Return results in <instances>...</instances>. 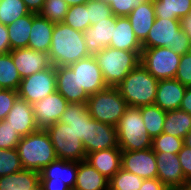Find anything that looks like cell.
I'll return each instance as SVG.
<instances>
[{
    "mask_svg": "<svg viewBox=\"0 0 191 190\" xmlns=\"http://www.w3.org/2000/svg\"><path fill=\"white\" fill-rule=\"evenodd\" d=\"M115 147H119L116 127L90 116L87 119L86 138H84L86 154Z\"/></svg>",
    "mask_w": 191,
    "mask_h": 190,
    "instance_id": "12",
    "label": "cell"
},
{
    "mask_svg": "<svg viewBox=\"0 0 191 190\" xmlns=\"http://www.w3.org/2000/svg\"><path fill=\"white\" fill-rule=\"evenodd\" d=\"M115 21L116 16L112 15L101 22L89 26L83 32L86 48L90 55H95L102 49L109 47Z\"/></svg>",
    "mask_w": 191,
    "mask_h": 190,
    "instance_id": "20",
    "label": "cell"
},
{
    "mask_svg": "<svg viewBox=\"0 0 191 190\" xmlns=\"http://www.w3.org/2000/svg\"><path fill=\"white\" fill-rule=\"evenodd\" d=\"M78 162L56 159L40 172V190H73Z\"/></svg>",
    "mask_w": 191,
    "mask_h": 190,
    "instance_id": "10",
    "label": "cell"
},
{
    "mask_svg": "<svg viewBox=\"0 0 191 190\" xmlns=\"http://www.w3.org/2000/svg\"><path fill=\"white\" fill-rule=\"evenodd\" d=\"M4 120L18 132L20 137H25L39 129L35 122L32 104L19 97Z\"/></svg>",
    "mask_w": 191,
    "mask_h": 190,
    "instance_id": "19",
    "label": "cell"
},
{
    "mask_svg": "<svg viewBox=\"0 0 191 190\" xmlns=\"http://www.w3.org/2000/svg\"><path fill=\"white\" fill-rule=\"evenodd\" d=\"M110 6L114 16H128L131 11L147 0H99Z\"/></svg>",
    "mask_w": 191,
    "mask_h": 190,
    "instance_id": "42",
    "label": "cell"
},
{
    "mask_svg": "<svg viewBox=\"0 0 191 190\" xmlns=\"http://www.w3.org/2000/svg\"><path fill=\"white\" fill-rule=\"evenodd\" d=\"M33 13L22 16L7 26L11 50L28 48Z\"/></svg>",
    "mask_w": 191,
    "mask_h": 190,
    "instance_id": "30",
    "label": "cell"
},
{
    "mask_svg": "<svg viewBox=\"0 0 191 190\" xmlns=\"http://www.w3.org/2000/svg\"><path fill=\"white\" fill-rule=\"evenodd\" d=\"M156 18L182 19L190 13L191 0H153Z\"/></svg>",
    "mask_w": 191,
    "mask_h": 190,
    "instance_id": "31",
    "label": "cell"
},
{
    "mask_svg": "<svg viewBox=\"0 0 191 190\" xmlns=\"http://www.w3.org/2000/svg\"><path fill=\"white\" fill-rule=\"evenodd\" d=\"M128 107L117 87L108 86L89 96L87 109L90 116L102 123L117 126Z\"/></svg>",
    "mask_w": 191,
    "mask_h": 190,
    "instance_id": "7",
    "label": "cell"
},
{
    "mask_svg": "<svg viewBox=\"0 0 191 190\" xmlns=\"http://www.w3.org/2000/svg\"><path fill=\"white\" fill-rule=\"evenodd\" d=\"M141 116L144 126L152 139L163 133V125L166 117V111L157 105L140 106Z\"/></svg>",
    "mask_w": 191,
    "mask_h": 190,
    "instance_id": "32",
    "label": "cell"
},
{
    "mask_svg": "<svg viewBox=\"0 0 191 190\" xmlns=\"http://www.w3.org/2000/svg\"><path fill=\"white\" fill-rule=\"evenodd\" d=\"M157 178L170 190H184L189 183L185 180L178 154L155 152Z\"/></svg>",
    "mask_w": 191,
    "mask_h": 190,
    "instance_id": "13",
    "label": "cell"
},
{
    "mask_svg": "<svg viewBox=\"0 0 191 190\" xmlns=\"http://www.w3.org/2000/svg\"><path fill=\"white\" fill-rule=\"evenodd\" d=\"M178 157L180 165L185 177V180L191 183V148L182 146L181 150L178 152Z\"/></svg>",
    "mask_w": 191,
    "mask_h": 190,
    "instance_id": "45",
    "label": "cell"
},
{
    "mask_svg": "<svg viewBox=\"0 0 191 190\" xmlns=\"http://www.w3.org/2000/svg\"><path fill=\"white\" fill-rule=\"evenodd\" d=\"M69 102L58 92L47 95L32 104L35 122L39 129H46L59 121Z\"/></svg>",
    "mask_w": 191,
    "mask_h": 190,
    "instance_id": "15",
    "label": "cell"
},
{
    "mask_svg": "<svg viewBox=\"0 0 191 190\" xmlns=\"http://www.w3.org/2000/svg\"><path fill=\"white\" fill-rule=\"evenodd\" d=\"M184 190H191V183Z\"/></svg>",
    "mask_w": 191,
    "mask_h": 190,
    "instance_id": "53",
    "label": "cell"
},
{
    "mask_svg": "<svg viewBox=\"0 0 191 190\" xmlns=\"http://www.w3.org/2000/svg\"><path fill=\"white\" fill-rule=\"evenodd\" d=\"M127 17L130 20L135 37L142 43L147 38L155 20L153 0L145 1L133 9Z\"/></svg>",
    "mask_w": 191,
    "mask_h": 190,
    "instance_id": "25",
    "label": "cell"
},
{
    "mask_svg": "<svg viewBox=\"0 0 191 190\" xmlns=\"http://www.w3.org/2000/svg\"><path fill=\"white\" fill-rule=\"evenodd\" d=\"M18 96L33 104L56 91L55 66L38 71L21 80Z\"/></svg>",
    "mask_w": 191,
    "mask_h": 190,
    "instance_id": "11",
    "label": "cell"
},
{
    "mask_svg": "<svg viewBox=\"0 0 191 190\" xmlns=\"http://www.w3.org/2000/svg\"><path fill=\"white\" fill-rule=\"evenodd\" d=\"M180 57L169 47L142 48L140 63L157 80L174 79Z\"/></svg>",
    "mask_w": 191,
    "mask_h": 190,
    "instance_id": "9",
    "label": "cell"
},
{
    "mask_svg": "<svg viewBox=\"0 0 191 190\" xmlns=\"http://www.w3.org/2000/svg\"><path fill=\"white\" fill-rule=\"evenodd\" d=\"M88 15L90 26L103 21L113 15L109 5L99 0L88 1Z\"/></svg>",
    "mask_w": 191,
    "mask_h": 190,
    "instance_id": "40",
    "label": "cell"
},
{
    "mask_svg": "<svg viewBox=\"0 0 191 190\" xmlns=\"http://www.w3.org/2000/svg\"><path fill=\"white\" fill-rule=\"evenodd\" d=\"M183 145L191 148V131H189L183 139Z\"/></svg>",
    "mask_w": 191,
    "mask_h": 190,
    "instance_id": "51",
    "label": "cell"
},
{
    "mask_svg": "<svg viewBox=\"0 0 191 190\" xmlns=\"http://www.w3.org/2000/svg\"><path fill=\"white\" fill-rule=\"evenodd\" d=\"M22 78L10 53L0 54V85L4 89L17 91Z\"/></svg>",
    "mask_w": 191,
    "mask_h": 190,
    "instance_id": "33",
    "label": "cell"
},
{
    "mask_svg": "<svg viewBox=\"0 0 191 190\" xmlns=\"http://www.w3.org/2000/svg\"><path fill=\"white\" fill-rule=\"evenodd\" d=\"M18 91L3 89L0 92V121L4 120L18 98Z\"/></svg>",
    "mask_w": 191,
    "mask_h": 190,
    "instance_id": "44",
    "label": "cell"
},
{
    "mask_svg": "<svg viewBox=\"0 0 191 190\" xmlns=\"http://www.w3.org/2000/svg\"><path fill=\"white\" fill-rule=\"evenodd\" d=\"M90 117L87 103H69L61 114L59 121L70 126L84 145L86 138L87 119Z\"/></svg>",
    "mask_w": 191,
    "mask_h": 190,
    "instance_id": "26",
    "label": "cell"
},
{
    "mask_svg": "<svg viewBox=\"0 0 191 190\" xmlns=\"http://www.w3.org/2000/svg\"><path fill=\"white\" fill-rule=\"evenodd\" d=\"M11 51L8 29L6 25L0 24V54Z\"/></svg>",
    "mask_w": 191,
    "mask_h": 190,
    "instance_id": "46",
    "label": "cell"
},
{
    "mask_svg": "<svg viewBox=\"0 0 191 190\" xmlns=\"http://www.w3.org/2000/svg\"><path fill=\"white\" fill-rule=\"evenodd\" d=\"M0 190H40V174L37 171L22 169L1 176Z\"/></svg>",
    "mask_w": 191,
    "mask_h": 190,
    "instance_id": "28",
    "label": "cell"
},
{
    "mask_svg": "<svg viewBox=\"0 0 191 190\" xmlns=\"http://www.w3.org/2000/svg\"><path fill=\"white\" fill-rule=\"evenodd\" d=\"M186 88L176 79L159 80L154 104L165 111L180 109Z\"/></svg>",
    "mask_w": 191,
    "mask_h": 190,
    "instance_id": "22",
    "label": "cell"
},
{
    "mask_svg": "<svg viewBox=\"0 0 191 190\" xmlns=\"http://www.w3.org/2000/svg\"><path fill=\"white\" fill-rule=\"evenodd\" d=\"M21 139L20 135L14 130L6 120L0 121V148L15 149Z\"/></svg>",
    "mask_w": 191,
    "mask_h": 190,
    "instance_id": "41",
    "label": "cell"
},
{
    "mask_svg": "<svg viewBox=\"0 0 191 190\" xmlns=\"http://www.w3.org/2000/svg\"><path fill=\"white\" fill-rule=\"evenodd\" d=\"M45 130L54 146L57 159L74 162L85 160L86 152L83 142L77 138L69 125L58 121Z\"/></svg>",
    "mask_w": 191,
    "mask_h": 190,
    "instance_id": "8",
    "label": "cell"
},
{
    "mask_svg": "<svg viewBox=\"0 0 191 190\" xmlns=\"http://www.w3.org/2000/svg\"><path fill=\"white\" fill-rule=\"evenodd\" d=\"M49 59L53 66H70L89 57L83 32L64 22L54 23Z\"/></svg>",
    "mask_w": 191,
    "mask_h": 190,
    "instance_id": "1",
    "label": "cell"
},
{
    "mask_svg": "<svg viewBox=\"0 0 191 190\" xmlns=\"http://www.w3.org/2000/svg\"><path fill=\"white\" fill-rule=\"evenodd\" d=\"M23 169L40 172L49 163L55 161L54 146L45 129H38L21 137L16 147Z\"/></svg>",
    "mask_w": 191,
    "mask_h": 190,
    "instance_id": "2",
    "label": "cell"
},
{
    "mask_svg": "<svg viewBox=\"0 0 191 190\" xmlns=\"http://www.w3.org/2000/svg\"><path fill=\"white\" fill-rule=\"evenodd\" d=\"M122 150L119 147L86 154L85 161L110 180L121 169Z\"/></svg>",
    "mask_w": 191,
    "mask_h": 190,
    "instance_id": "21",
    "label": "cell"
},
{
    "mask_svg": "<svg viewBox=\"0 0 191 190\" xmlns=\"http://www.w3.org/2000/svg\"><path fill=\"white\" fill-rule=\"evenodd\" d=\"M143 178L134 173L120 169L110 180L109 190H139L143 184Z\"/></svg>",
    "mask_w": 191,
    "mask_h": 190,
    "instance_id": "36",
    "label": "cell"
},
{
    "mask_svg": "<svg viewBox=\"0 0 191 190\" xmlns=\"http://www.w3.org/2000/svg\"><path fill=\"white\" fill-rule=\"evenodd\" d=\"M4 88L0 85V92L3 90Z\"/></svg>",
    "mask_w": 191,
    "mask_h": 190,
    "instance_id": "54",
    "label": "cell"
},
{
    "mask_svg": "<svg viewBox=\"0 0 191 190\" xmlns=\"http://www.w3.org/2000/svg\"><path fill=\"white\" fill-rule=\"evenodd\" d=\"M69 67L77 75L80 87H83L89 96L108 87L94 55L80 59Z\"/></svg>",
    "mask_w": 191,
    "mask_h": 190,
    "instance_id": "14",
    "label": "cell"
},
{
    "mask_svg": "<svg viewBox=\"0 0 191 190\" xmlns=\"http://www.w3.org/2000/svg\"><path fill=\"white\" fill-rule=\"evenodd\" d=\"M139 190H170L158 178L144 179Z\"/></svg>",
    "mask_w": 191,
    "mask_h": 190,
    "instance_id": "47",
    "label": "cell"
},
{
    "mask_svg": "<svg viewBox=\"0 0 191 190\" xmlns=\"http://www.w3.org/2000/svg\"><path fill=\"white\" fill-rule=\"evenodd\" d=\"M181 30L186 33L191 44V13L180 20Z\"/></svg>",
    "mask_w": 191,
    "mask_h": 190,
    "instance_id": "50",
    "label": "cell"
},
{
    "mask_svg": "<svg viewBox=\"0 0 191 190\" xmlns=\"http://www.w3.org/2000/svg\"><path fill=\"white\" fill-rule=\"evenodd\" d=\"M29 13L23 0H0V24L8 26Z\"/></svg>",
    "mask_w": 191,
    "mask_h": 190,
    "instance_id": "34",
    "label": "cell"
},
{
    "mask_svg": "<svg viewBox=\"0 0 191 190\" xmlns=\"http://www.w3.org/2000/svg\"><path fill=\"white\" fill-rule=\"evenodd\" d=\"M118 145L122 151H139L152 148V137L148 134L141 116L140 107L128 106L116 126Z\"/></svg>",
    "mask_w": 191,
    "mask_h": 190,
    "instance_id": "6",
    "label": "cell"
},
{
    "mask_svg": "<svg viewBox=\"0 0 191 190\" xmlns=\"http://www.w3.org/2000/svg\"><path fill=\"white\" fill-rule=\"evenodd\" d=\"M22 79L52 66L48 53L30 48H19L9 52Z\"/></svg>",
    "mask_w": 191,
    "mask_h": 190,
    "instance_id": "17",
    "label": "cell"
},
{
    "mask_svg": "<svg viewBox=\"0 0 191 190\" xmlns=\"http://www.w3.org/2000/svg\"><path fill=\"white\" fill-rule=\"evenodd\" d=\"M56 91L69 103H87L89 95L80 87L77 75L69 66H56Z\"/></svg>",
    "mask_w": 191,
    "mask_h": 190,
    "instance_id": "18",
    "label": "cell"
},
{
    "mask_svg": "<svg viewBox=\"0 0 191 190\" xmlns=\"http://www.w3.org/2000/svg\"><path fill=\"white\" fill-rule=\"evenodd\" d=\"M158 82L140 63L116 87L128 106L140 107L155 103Z\"/></svg>",
    "mask_w": 191,
    "mask_h": 190,
    "instance_id": "3",
    "label": "cell"
},
{
    "mask_svg": "<svg viewBox=\"0 0 191 190\" xmlns=\"http://www.w3.org/2000/svg\"><path fill=\"white\" fill-rule=\"evenodd\" d=\"M142 48L169 47L180 56L191 51L188 36L180 27V19L156 18Z\"/></svg>",
    "mask_w": 191,
    "mask_h": 190,
    "instance_id": "5",
    "label": "cell"
},
{
    "mask_svg": "<svg viewBox=\"0 0 191 190\" xmlns=\"http://www.w3.org/2000/svg\"><path fill=\"white\" fill-rule=\"evenodd\" d=\"M121 168L143 179L157 178V163L152 148L139 151H122Z\"/></svg>",
    "mask_w": 191,
    "mask_h": 190,
    "instance_id": "16",
    "label": "cell"
},
{
    "mask_svg": "<svg viewBox=\"0 0 191 190\" xmlns=\"http://www.w3.org/2000/svg\"><path fill=\"white\" fill-rule=\"evenodd\" d=\"M69 6L86 4L89 0H65Z\"/></svg>",
    "mask_w": 191,
    "mask_h": 190,
    "instance_id": "52",
    "label": "cell"
},
{
    "mask_svg": "<svg viewBox=\"0 0 191 190\" xmlns=\"http://www.w3.org/2000/svg\"><path fill=\"white\" fill-rule=\"evenodd\" d=\"M30 13L38 14L44 5L45 0H23Z\"/></svg>",
    "mask_w": 191,
    "mask_h": 190,
    "instance_id": "48",
    "label": "cell"
},
{
    "mask_svg": "<svg viewBox=\"0 0 191 190\" xmlns=\"http://www.w3.org/2000/svg\"><path fill=\"white\" fill-rule=\"evenodd\" d=\"M23 169L18 152L15 149L0 148V177L7 176Z\"/></svg>",
    "mask_w": 191,
    "mask_h": 190,
    "instance_id": "38",
    "label": "cell"
},
{
    "mask_svg": "<svg viewBox=\"0 0 191 190\" xmlns=\"http://www.w3.org/2000/svg\"><path fill=\"white\" fill-rule=\"evenodd\" d=\"M183 146V139L169 134L161 133L152 140V150L154 152H170L178 154Z\"/></svg>",
    "mask_w": 191,
    "mask_h": 190,
    "instance_id": "39",
    "label": "cell"
},
{
    "mask_svg": "<svg viewBox=\"0 0 191 190\" xmlns=\"http://www.w3.org/2000/svg\"><path fill=\"white\" fill-rule=\"evenodd\" d=\"M109 47L127 51H142V44L135 37L127 16H116L113 23V36Z\"/></svg>",
    "mask_w": 191,
    "mask_h": 190,
    "instance_id": "23",
    "label": "cell"
},
{
    "mask_svg": "<svg viewBox=\"0 0 191 190\" xmlns=\"http://www.w3.org/2000/svg\"><path fill=\"white\" fill-rule=\"evenodd\" d=\"M53 30L54 22L33 13L28 48L49 53Z\"/></svg>",
    "mask_w": 191,
    "mask_h": 190,
    "instance_id": "24",
    "label": "cell"
},
{
    "mask_svg": "<svg viewBox=\"0 0 191 190\" xmlns=\"http://www.w3.org/2000/svg\"><path fill=\"white\" fill-rule=\"evenodd\" d=\"M179 66L175 75L182 85L189 87L191 84V51L180 57Z\"/></svg>",
    "mask_w": 191,
    "mask_h": 190,
    "instance_id": "43",
    "label": "cell"
},
{
    "mask_svg": "<svg viewBox=\"0 0 191 190\" xmlns=\"http://www.w3.org/2000/svg\"><path fill=\"white\" fill-rule=\"evenodd\" d=\"M63 22L73 29L84 32L90 26L88 2L86 4L69 6Z\"/></svg>",
    "mask_w": 191,
    "mask_h": 190,
    "instance_id": "35",
    "label": "cell"
},
{
    "mask_svg": "<svg viewBox=\"0 0 191 190\" xmlns=\"http://www.w3.org/2000/svg\"><path fill=\"white\" fill-rule=\"evenodd\" d=\"M191 131V114L181 109L166 111L163 133L184 139Z\"/></svg>",
    "mask_w": 191,
    "mask_h": 190,
    "instance_id": "29",
    "label": "cell"
},
{
    "mask_svg": "<svg viewBox=\"0 0 191 190\" xmlns=\"http://www.w3.org/2000/svg\"><path fill=\"white\" fill-rule=\"evenodd\" d=\"M73 190H109V180L87 161H80Z\"/></svg>",
    "mask_w": 191,
    "mask_h": 190,
    "instance_id": "27",
    "label": "cell"
},
{
    "mask_svg": "<svg viewBox=\"0 0 191 190\" xmlns=\"http://www.w3.org/2000/svg\"><path fill=\"white\" fill-rule=\"evenodd\" d=\"M69 5L65 0H45L42 9L38 13L51 22H63L68 12Z\"/></svg>",
    "mask_w": 191,
    "mask_h": 190,
    "instance_id": "37",
    "label": "cell"
},
{
    "mask_svg": "<svg viewBox=\"0 0 191 190\" xmlns=\"http://www.w3.org/2000/svg\"><path fill=\"white\" fill-rule=\"evenodd\" d=\"M180 109L191 114V89L189 87L186 88Z\"/></svg>",
    "mask_w": 191,
    "mask_h": 190,
    "instance_id": "49",
    "label": "cell"
},
{
    "mask_svg": "<svg viewBox=\"0 0 191 190\" xmlns=\"http://www.w3.org/2000/svg\"><path fill=\"white\" fill-rule=\"evenodd\" d=\"M142 51H127L106 47L96 53L98 65L107 86L116 87L140 64Z\"/></svg>",
    "mask_w": 191,
    "mask_h": 190,
    "instance_id": "4",
    "label": "cell"
}]
</instances>
